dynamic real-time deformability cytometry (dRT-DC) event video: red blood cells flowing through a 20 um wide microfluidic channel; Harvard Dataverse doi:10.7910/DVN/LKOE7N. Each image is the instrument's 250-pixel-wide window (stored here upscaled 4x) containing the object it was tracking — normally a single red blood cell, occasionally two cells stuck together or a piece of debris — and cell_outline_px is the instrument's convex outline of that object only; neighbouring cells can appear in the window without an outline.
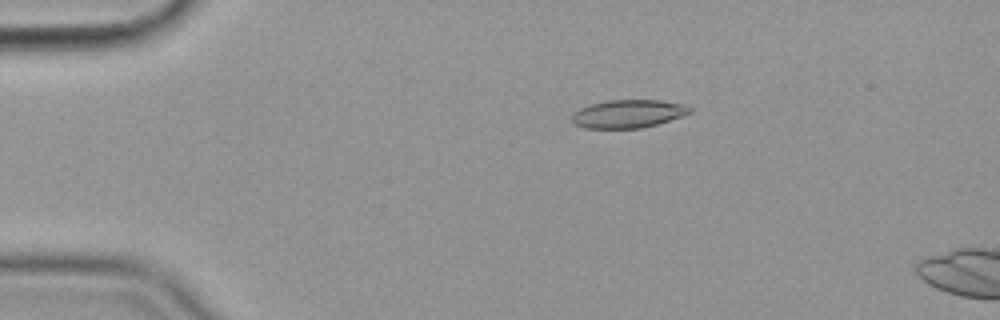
{"species": "common noctule bat (a hibernating species)", "species_latin": "Nyctalus noctula", "temperature_condition": "cold", "stored_images_in_passage": 8, "camera_frame_rate_fps": 3000, "um_per_image_px": 0.085, "animal": {"sex": "female", "body_mass_g": 19.9}, "frame": {"image": 1, "passage_image": 4, "time_ms": 1.0, "image_size_px": [1000, 320], "cell_outline_px": [[692, 112], [656, 124], [640, 128], [584, 128], [572, 124], [572, 116], [580, 108], [592, 104], [608, 100], [660, 100], [684, 104], [692, 108]], "centroid_in_image_um": [53.38, 9.67], "position_along_channel_um": 31.6, "area_um2": 19.13}}